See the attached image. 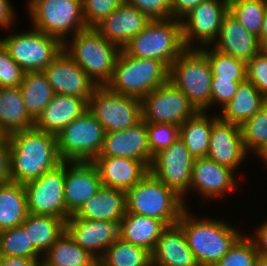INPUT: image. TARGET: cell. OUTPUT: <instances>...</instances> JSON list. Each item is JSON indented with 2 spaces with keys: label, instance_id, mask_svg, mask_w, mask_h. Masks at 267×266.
<instances>
[{
  "label": "cell",
  "instance_id": "1",
  "mask_svg": "<svg viewBox=\"0 0 267 266\" xmlns=\"http://www.w3.org/2000/svg\"><path fill=\"white\" fill-rule=\"evenodd\" d=\"M8 138L11 182L24 185L63 162L57 151L55 134L32 127L14 132Z\"/></svg>",
  "mask_w": 267,
  "mask_h": 266
},
{
  "label": "cell",
  "instance_id": "2",
  "mask_svg": "<svg viewBox=\"0 0 267 266\" xmlns=\"http://www.w3.org/2000/svg\"><path fill=\"white\" fill-rule=\"evenodd\" d=\"M194 215L186 207L177 224L183 229L198 265L214 266L243 233L224 219H198Z\"/></svg>",
  "mask_w": 267,
  "mask_h": 266
},
{
  "label": "cell",
  "instance_id": "3",
  "mask_svg": "<svg viewBox=\"0 0 267 266\" xmlns=\"http://www.w3.org/2000/svg\"><path fill=\"white\" fill-rule=\"evenodd\" d=\"M63 49L97 86H106L111 81L121 51L94 27H87L70 36L63 43Z\"/></svg>",
  "mask_w": 267,
  "mask_h": 266
},
{
  "label": "cell",
  "instance_id": "4",
  "mask_svg": "<svg viewBox=\"0 0 267 266\" xmlns=\"http://www.w3.org/2000/svg\"><path fill=\"white\" fill-rule=\"evenodd\" d=\"M186 49L181 20L174 18L151 20L122 48L127 55L162 61L168 68Z\"/></svg>",
  "mask_w": 267,
  "mask_h": 266
},
{
  "label": "cell",
  "instance_id": "5",
  "mask_svg": "<svg viewBox=\"0 0 267 266\" xmlns=\"http://www.w3.org/2000/svg\"><path fill=\"white\" fill-rule=\"evenodd\" d=\"M168 80L169 68L162 61L127 55L121 49L106 86L113 92L141 100Z\"/></svg>",
  "mask_w": 267,
  "mask_h": 266
},
{
  "label": "cell",
  "instance_id": "6",
  "mask_svg": "<svg viewBox=\"0 0 267 266\" xmlns=\"http://www.w3.org/2000/svg\"><path fill=\"white\" fill-rule=\"evenodd\" d=\"M126 202L127 212L161 220L167 226L177 224L187 207L181 196L150 172L126 191Z\"/></svg>",
  "mask_w": 267,
  "mask_h": 266
},
{
  "label": "cell",
  "instance_id": "7",
  "mask_svg": "<svg viewBox=\"0 0 267 266\" xmlns=\"http://www.w3.org/2000/svg\"><path fill=\"white\" fill-rule=\"evenodd\" d=\"M212 79L208 59L199 49H186L169 68V81L187 96L198 112L211 108Z\"/></svg>",
  "mask_w": 267,
  "mask_h": 266
},
{
  "label": "cell",
  "instance_id": "8",
  "mask_svg": "<svg viewBox=\"0 0 267 266\" xmlns=\"http://www.w3.org/2000/svg\"><path fill=\"white\" fill-rule=\"evenodd\" d=\"M26 4L32 27L62 43L87 28L82 0H28Z\"/></svg>",
  "mask_w": 267,
  "mask_h": 266
},
{
  "label": "cell",
  "instance_id": "9",
  "mask_svg": "<svg viewBox=\"0 0 267 266\" xmlns=\"http://www.w3.org/2000/svg\"><path fill=\"white\" fill-rule=\"evenodd\" d=\"M105 130L87 109L57 135V151L62 161L92 162L100 153Z\"/></svg>",
  "mask_w": 267,
  "mask_h": 266
},
{
  "label": "cell",
  "instance_id": "10",
  "mask_svg": "<svg viewBox=\"0 0 267 266\" xmlns=\"http://www.w3.org/2000/svg\"><path fill=\"white\" fill-rule=\"evenodd\" d=\"M12 59L25 71H43L63 49L56 37L36 28L0 39Z\"/></svg>",
  "mask_w": 267,
  "mask_h": 266
},
{
  "label": "cell",
  "instance_id": "11",
  "mask_svg": "<svg viewBox=\"0 0 267 266\" xmlns=\"http://www.w3.org/2000/svg\"><path fill=\"white\" fill-rule=\"evenodd\" d=\"M88 109L103 125L105 132L125 130L142 120L140 99L97 86L88 102Z\"/></svg>",
  "mask_w": 267,
  "mask_h": 266
},
{
  "label": "cell",
  "instance_id": "12",
  "mask_svg": "<svg viewBox=\"0 0 267 266\" xmlns=\"http://www.w3.org/2000/svg\"><path fill=\"white\" fill-rule=\"evenodd\" d=\"M24 187L28 213L54 216L64 220L71 216L66 210L64 198L65 161L36 180L25 183Z\"/></svg>",
  "mask_w": 267,
  "mask_h": 266
},
{
  "label": "cell",
  "instance_id": "13",
  "mask_svg": "<svg viewBox=\"0 0 267 266\" xmlns=\"http://www.w3.org/2000/svg\"><path fill=\"white\" fill-rule=\"evenodd\" d=\"M228 11L229 0H205L193 8L181 19L185 47L201 49L212 46Z\"/></svg>",
  "mask_w": 267,
  "mask_h": 266
},
{
  "label": "cell",
  "instance_id": "14",
  "mask_svg": "<svg viewBox=\"0 0 267 266\" xmlns=\"http://www.w3.org/2000/svg\"><path fill=\"white\" fill-rule=\"evenodd\" d=\"M146 123L183 124L198 111L187 96L169 80L141 99Z\"/></svg>",
  "mask_w": 267,
  "mask_h": 266
},
{
  "label": "cell",
  "instance_id": "15",
  "mask_svg": "<svg viewBox=\"0 0 267 266\" xmlns=\"http://www.w3.org/2000/svg\"><path fill=\"white\" fill-rule=\"evenodd\" d=\"M194 157L178 138L169 147L154 155L149 172L184 198L189 192Z\"/></svg>",
  "mask_w": 267,
  "mask_h": 266
},
{
  "label": "cell",
  "instance_id": "16",
  "mask_svg": "<svg viewBox=\"0 0 267 266\" xmlns=\"http://www.w3.org/2000/svg\"><path fill=\"white\" fill-rule=\"evenodd\" d=\"M122 230V220H87L75 213L66 220L68 234L97 260L114 241L122 240Z\"/></svg>",
  "mask_w": 267,
  "mask_h": 266
},
{
  "label": "cell",
  "instance_id": "17",
  "mask_svg": "<svg viewBox=\"0 0 267 266\" xmlns=\"http://www.w3.org/2000/svg\"><path fill=\"white\" fill-rule=\"evenodd\" d=\"M55 94L71 95L89 102L97 85L64 51L43 70Z\"/></svg>",
  "mask_w": 267,
  "mask_h": 266
},
{
  "label": "cell",
  "instance_id": "18",
  "mask_svg": "<svg viewBox=\"0 0 267 266\" xmlns=\"http://www.w3.org/2000/svg\"><path fill=\"white\" fill-rule=\"evenodd\" d=\"M97 157H122L142 161L150 168V153L146 122L142 119L125 130L105 132L103 145Z\"/></svg>",
  "mask_w": 267,
  "mask_h": 266
},
{
  "label": "cell",
  "instance_id": "19",
  "mask_svg": "<svg viewBox=\"0 0 267 266\" xmlns=\"http://www.w3.org/2000/svg\"><path fill=\"white\" fill-rule=\"evenodd\" d=\"M102 186L99 172L92 162L65 161L64 198L70 215L76 213Z\"/></svg>",
  "mask_w": 267,
  "mask_h": 266
},
{
  "label": "cell",
  "instance_id": "20",
  "mask_svg": "<svg viewBox=\"0 0 267 266\" xmlns=\"http://www.w3.org/2000/svg\"><path fill=\"white\" fill-rule=\"evenodd\" d=\"M235 173L208 157L196 158L192 167L189 191L193 188L192 191H197L198 196L207 200L225 197L238 187Z\"/></svg>",
  "mask_w": 267,
  "mask_h": 266
},
{
  "label": "cell",
  "instance_id": "21",
  "mask_svg": "<svg viewBox=\"0 0 267 266\" xmlns=\"http://www.w3.org/2000/svg\"><path fill=\"white\" fill-rule=\"evenodd\" d=\"M247 155L240 126L218 117L212 124L207 157L235 172Z\"/></svg>",
  "mask_w": 267,
  "mask_h": 266
},
{
  "label": "cell",
  "instance_id": "22",
  "mask_svg": "<svg viewBox=\"0 0 267 266\" xmlns=\"http://www.w3.org/2000/svg\"><path fill=\"white\" fill-rule=\"evenodd\" d=\"M150 21L151 19L142 11L123 2L94 28L108 41L122 49Z\"/></svg>",
  "mask_w": 267,
  "mask_h": 266
},
{
  "label": "cell",
  "instance_id": "23",
  "mask_svg": "<svg viewBox=\"0 0 267 266\" xmlns=\"http://www.w3.org/2000/svg\"><path fill=\"white\" fill-rule=\"evenodd\" d=\"M212 47L246 63L262 49L258 37L245 29L229 11Z\"/></svg>",
  "mask_w": 267,
  "mask_h": 266
},
{
  "label": "cell",
  "instance_id": "24",
  "mask_svg": "<svg viewBox=\"0 0 267 266\" xmlns=\"http://www.w3.org/2000/svg\"><path fill=\"white\" fill-rule=\"evenodd\" d=\"M92 163L97 168L104 187L124 191L139 183L149 173V168L136 159L96 157Z\"/></svg>",
  "mask_w": 267,
  "mask_h": 266
},
{
  "label": "cell",
  "instance_id": "25",
  "mask_svg": "<svg viewBox=\"0 0 267 266\" xmlns=\"http://www.w3.org/2000/svg\"><path fill=\"white\" fill-rule=\"evenodd\" d=\"M151 256L152 266H199L178 224L162 231Z\"/></svg>",
  "mask_w": 267,
  "mask_h": 266
},
{
  "label": "cell",
  "instance_id": "26",
  "mask_svg": "<svg viewBox=\"0 0 267 266\" xmlns=\"http://www.w3.org/2000/svg\"><path fill=\"white\" fill-rule=\"evenodd\" d=\"M88 109V102L76 96L55 94L34 121V127L57 135Z\"/></svg>",
  "mask_w": 267,
  "mask_h": 266
},
{
  "label": "cell",
  "instance_id": "27",
  "mask_svg": "<svg viewBox=\"0 0 267 266\" xmlns=\"http://www.w3.org/2000/svg\"><path fill=\"white\" fill-rule=\"evenodd\" d=\"M127 212L126 191L102 186L75 214L87 220H122Z\"/></svg>",
  "mask_w": 267,
  "mask_h": 266
},
{
  "label": "cell",
  "instance_id": "28",
  "mask_svg": "<svg viewBox=\"0 0 267 266\" xmlns=\"http://www.w3.org/2000/svg\"><path fill=\"white\" fill-rule=\"evenodd\" d=\"M267 102V98L246 80L237 87L233 98L222 107L218 117L225 122L241 126L254 116ZM221 113V114H220Z\"/></svg>",
  "mask_w": 267,
  "mask_h": 266
},
{
  "label": "cell",
  "instance_id": "29",
  "mask_svg": "<svg viewBox=\"0 0 267 266\" xmlns=\"http://www.w3.org/2000/svg\"><path fill=\"white\" fill-rule=\"evenodd\" d=\"M34 127V120L26 111L19 87H0V135Z\"/></svg>",
  "mask_w": 267,
  "mask_h": 266
},
{
  "label": "cell",
  "instance_id": "30",
  "mask_svg": "<svg viewBox=\"0 0 267 266\" xmlns=\"http://www.w3.org/2000/svg\"><path fill=\"white\" fill-rule=\"evenodd\" d=\"M166 227L161 220L126 212L122 219V240L152 253Z\"/></svg>",
  "mask_w": 267,
  "mask_h": 266
},
{
  "label": "cell",
  "instance_id": "31",
  "mask_svg": "<svg viewBox=\"0 0 267 266\" xmlns=\"http://www.w3.org/2000/svg\"><path fill=\"white\" fill-rule=\"evenodd\" d=\"M28 214L27 195L23 184H0V231L20 226Z\"/></svg>",
  "mask_w": 267,
  "mask_h": 266
},
{
  "label": "cell",
  "instance_id": "32",
  "mask_svg": "<svg viewBox=\"0 0 267 266\" xmlns=\"http://www.w3.org/2000/svg\"><path fill=\"white\" fill-rule=\"evenodd\" d=\"M217 118L218 114L211 117L207 112H197L179 126V138L194 159L207 157L212 124Z\"/></svg>",
  "mask_w": 267,
  "mask_h": 266
},
{
  "label": "cell",
  "instance_id": "33",
  "mask_svg": "<svg viewBox=\"0 0 267 266\" xmlns=\"http://www.w3.org/2000/svg\"><path fill=\"white\" fill-rule=\"evenodd\" d=\"M98 260L81 248L65 230L43 255L42 266H95Z\"/></svg>",
  "mask_w": 267,
  "mask_h": 266
},
{
  "label": "cell",
  "instance_id": "34",
  "mask_svg": "<svg viewBox=\"0 0 267 266\" xmlns=\"http://www.w3.org/2000/svg\"><path fill=\"white\" fill-rule=\"evenodd\" d=\"M21 226L28 232L29 241L44 255L66 230V220L28 213Z\"/></svg>",
  "mask_w": 267,
  "mask_h": 266
},
{
  "label": "cell",
  "instance_id": "35",
  "mask_svg": "<svg viewBox=\"0 0 267 266\" xmlns=\"http://www.w3.org/2000/svg\"><path fill=\"white\" fill-rule=\"evenodd\" d=\"M29 116L35 121L55 95L43 71L25 72L19 86Z\"/></svg>",
  "mask_w": 267,
  "mask_h": 266
},
{
  "label": "cell",
  "instance_id": "36",
  "mask_svg": "<svg viewBox=\"0 0 267 266\" xmlns=\"http://www.w3.org/2000/svg\"><path fill=\"white\" fill-rule=\"evenodd\" d=\"M100 266H152L151 252L123 240L114 241L98 260Z\"/></svg>",
  "mask_w": 267,
  "mask_h": 266
},
{
  "label": "cell",
  "instance_id": "37",
  "mask_svg": "<svg viewBox=\"0 0 267 266\" xmlns=\"http://www.w3.org/2000/svg\"><path fill=\"white\" fill-rule=\"evenodd\" d=\"M208 59L212 80H230L244 82L247 80L246 62L206 46L199 49Z\"/></svg>",
  "mask_w": 267,
  "mask_h": 266
},
{
  "label": "cell",
  "instance_id": "38",
  "mask_svg": "<svg viewBox=\"0 0 267 266\" xmlns=\"http://www.w3.org/2000/svg\"><path fill=\"white\" fill-rule=\"evenodd\" d=\"M267 0H229V12L257 37L261 34Z\"/></svg>",
  "mask_w": 267,
  "mask_h": 266
},
{
  "label": "cell",
  "instance_id": "39",
  "mask_svg": "<svg viewBox=\"0 0 267 266\" xmlns=\"http://www.w3.org/2000/svg\"><path fill=\"white\" fill-rule=\"evenodd\" d=\"M0 256L43 258L21 225L0 231Z\"/></svg>",
  "mask_w": 267,
  "mask_h": 266
},
{
  "label": "cell",
  "instance_id": "40",
  "mask_svg": "<svg viewBox=\"0 0 267 266\" xmlns=\"http://www.w3.org/2000/svg\"><path fill=\"white\" fill-rule=\"evenodd\" d=\"M240 128L245 150L257 155L267 145V102Z\"/></svg>",
  "mask_w": 267,
  "mask_h": 266
},
{
  "label": "cell",
  "instance_id": "41",
  "mask_svg": "<svg viewBox=\"0 0 267 266\" xmlns=\"http://www.w3.org/2000/svg\"><path fill=\"white\" fill-rule=\"evenodd\" d=\"M258 256L254 241L245 233L214 266H254Z\"/></svg>",
  "mask_w": 267,
  "mask_h": 266
},
{
  "label": "cell",
  "instance_id": "42",
  "mask_svg": "<svg viewBox=\"0 0 267 266\" xmlns=\"http://www.w3.org/2000/svg\"><path fill=\"white\" fill-rule=\"evenodd\" d=\"M150 153L154 156L179 137V126L170 123H146Z\"/></svg>",
  "mask_w": 267,
  "mask_h": 266
},
{
  "label": "cell",
  "instance_id": "43",
  "mask_svg": "<svg viewBox=\"0 0 267 266\" xmlns=\"http://www.w3.org/2000/svg\"><path fill=\"white\" fill-rule=\"evenodd\" d=\"M123 2L124 0H82L86 26L95 27Z\"/></svg>",
  "mask_w": 267,
  "mask_h": 266
},
{
  "label": "cell",
  "instance_id": "44",
  "mask_svg": "<svg viewBox=\"0 0 267 266\" xmlns=\"http://www.w3.org/2000/svg\"><path fill=\"white\" fill-rule=\"evenodd\" d=\"M25 71L12 59L0 41V87H19Z\"/></svg>",
  "mask_w": 267,
  "mask_h": 266
},
{
  "label": "cell",
  "instance_id": "45",
  "mask_svg": "<svg viewBox=\"0 0 267 266\" xmlns=\"http://www.w3.org/2000/svg\"><path fill=\"white\" fill-rule=\"evenodd\" d=\"M247 80L267 98V50L261 49L246 63Z\"/></svg>",
  "mask_w": 267,
  "mask_h": 266
},
{
  "label": "cell",
  "instance_id": "46",
  "mask_svg": "<svg viewBox=\"0 0 267 266\" xmlns=\"http://www.w3.org/2000/svg\"><path fill=\"white\" fill-rule=\"evenodd\" d=\"M136 7L151 20L171 18V0H124Z\"/></svg>",
  "mask_w": 267,
  "mask_h": 266
},
{
  "label": "cell",
  "instance_id": "47",
  "mask_svg": "<svg viewBox=\"0 0 267 266\" xmlns=\"http://www.w3.org/2000/svg\"><path fill=\"white\" fill-rule=\"evenodd\" d=\"M240 83L242 82L212 80L211 107L216 105H221V108L224 107L233 98Z\"/></svg>",
  "mask_w": 267,
  "mask_h": 266
},
{
  "label": "cell",
  "instance_id": "48",
  "mask_svg": "<svg viewBox=\"0 0 267 266\" xmlns=\"http://www.w3.org/2000/svg\"><path fill=\"white\" fill-rule=\"evenodd\" d=\"M10 142L6 135H0V184L11 182Z\"/></svg>",
  "mask_w": 267,
  "mask_h": 266
},
{
  "label": "cell",
  "instance_id": "49",
  "mask_svg": "<svg viewBox=\"0 0 267 266\" xmlns=\"http://www.w3.org/2000/svg\"><path fill=\"white\" fill-rule=\"evenodd\" d=\"M202 1L205 0H171V18L181 20Z\"/></svg>",
  "mask_w": 267,
  "mask_h": 266
},
{
  "label": "cell",
  "instance_id": "50",
  "mask_svg": "<svg viewBox=\"0 0 267 266\" xmlns=\"http://www.w3.org/2000/svg\"><path fill=\"white\" fill-rule=\"evenodd\" d=\"M249 237L254 241L259 255L267 256V220L261 222Z\"/></svg>",
  "mask_w": 267,
  "mask_h": 266
},
{
  "label": "cell",
  "instance_id": "51",
  "mask_svg": "<svg viewBox=\"0 0 267 266\" xmlns=\"http://www.w3.org/2000/svg\"><path fill=\"white\" fill-rule=\"evenodd\" d=\"M9 0H0V27L10 29L15 25V12Z\"/></svg>",
  "mask_w": 267,
  "mask_h": 266
},
{
  "label": "cell",
  "instance_id": "52",
  "mask_svg": "<svg viewBox=\"0 0 267 266\" xmlns=\"http://www.w3.org/2000/svg\"><path fill=\"white\" fill-rule=\"evenodd\" d=\"M42 259L0 256V266H42Z\"/></svg>",
  "mask_w": 267,
  "mask_h": 266
},
{
  "label": "cell",
  "instance_id": "53",
  "mask_svg": "<svg viewBox=\"0 0 267 266\" xmlns=\"http://www.w3.org/2000/svg\"><path fill=\"white\" fill-rule=\"evenodd\" d=\"M258 39H259L260 47L262 49H267V8L265 11L264 21H263V25H262V29H261V34L258 37Z\"/></svg>",
  "mask_w": 267,
  "mask_h": 266
},
{
  "label": "cell",
  "instance_id": "54",
  "mask_svg": "<svg viewBox=\"0 0 267 266\" xmlns=\"http://www.w3.org/2000/svg\"><path fill=\"white\" fill-rule=\"evenodd\" d=\"M257 157L262 159L261 161L267 165V145L257 154Z\"/></svg>",
  "mask_w": 267,
  "mask_h": 266
},
{
  "label": "cell",
  "instance_id": "55",
  "mask_svg": "<svg viewBox=\"0 0 267 266\" xmlns=\"http://www.w3.org/2000/svg\"><path fill=\"white\" fill-rule=\"evenodd\" d=\"M254 266H267V256L259 255L255 261Z\"/></svg>",
  "mask_w": 267,
  "mask_h": 266
}]
</instances>
